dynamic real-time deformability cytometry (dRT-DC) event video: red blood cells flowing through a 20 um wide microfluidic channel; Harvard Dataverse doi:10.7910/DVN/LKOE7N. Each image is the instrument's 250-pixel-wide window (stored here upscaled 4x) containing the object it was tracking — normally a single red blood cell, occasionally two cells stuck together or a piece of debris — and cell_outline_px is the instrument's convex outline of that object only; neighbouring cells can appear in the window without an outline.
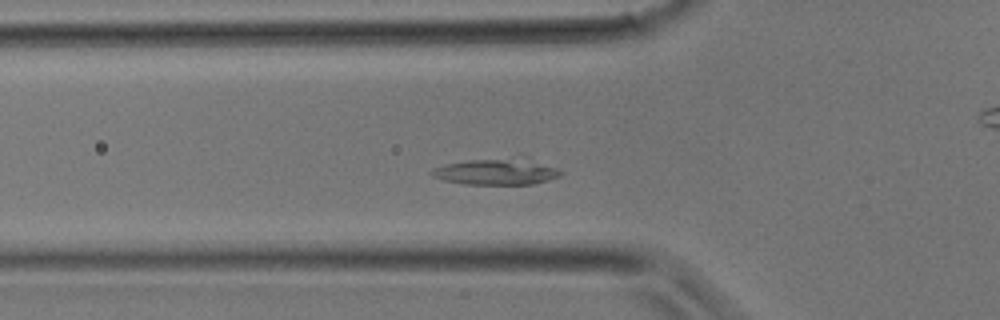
{"species": "common noctule bat (a hibernating species)", "species_latin": "Nyctalus noctula", "temperature_condition": "room temperature", "stored_images_in_passage": 33, "camera_frame_rate_fps": 3000, "um_per_image_px": 0.085, "animal": {"sex": "male", "body_mass_g": 17.9}, "frame": {"image": 1, "passage_image": 9, "time_ms": 2.667, "image_size_px": [1000, 320], "cell_outline_px": [[564, 172], [560, 176], [548, 180], [532, 184], [464, 184], [444, 180], [432, 176], [428, 172], [444, 164], [468, 160], [520, 152], [556, 168]], "centroid_in_image_um": [42.3, 14.5], "position_along_channel_um": 83.5, "area_um2": 21.1}}
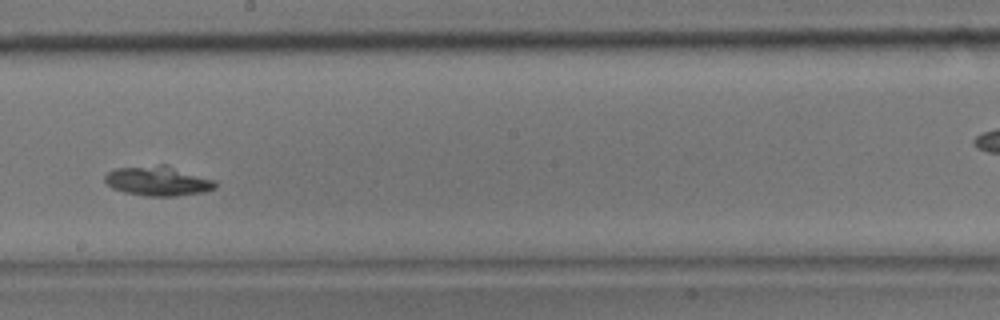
{"frame": {"image": 2, "passage_image": 17, "time_ms": 5.333, "image_size_px": [1000, 320], "cell_outline_px": [[216, 188], [204, 192], [176, 196], [144, 196], [124, 192], [112, 188], [104, 180], [104, 176], [108, 172], [116, 168], [160, 164], [164, 164], [216, 180]], "centroid_in_image_um": [13.43, 15.38], "position_along_channel_um": 234.8, "area_um2": 19.19}}
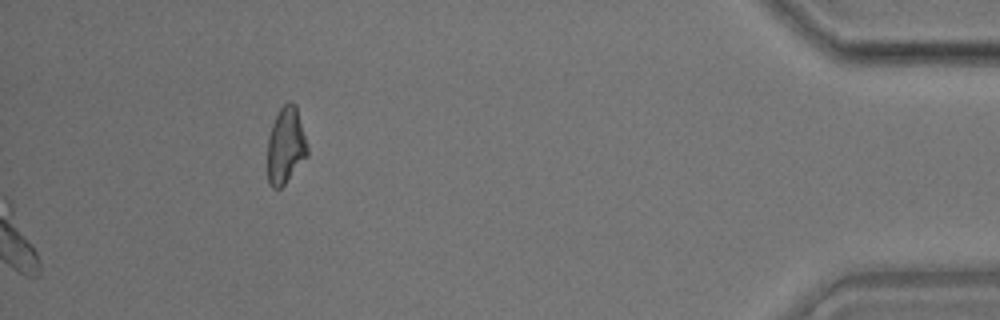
{"frame": {"image": 3, "passage_image": 33, "time_ms": 10.667, "image_size_px": [1000, 320], "cell_outline_px": [[308, 156], [284, 184], [280, 188], [272, 188], [268, 184], [268, 136], [272, 124], [280, 108], [288, 100], [292, 100], [296, 104], [308, 148]], "centroid_in_image_um": [24.29, 12.35], "position_along_channel_um": 410.9, "area_um2": 17.86}}